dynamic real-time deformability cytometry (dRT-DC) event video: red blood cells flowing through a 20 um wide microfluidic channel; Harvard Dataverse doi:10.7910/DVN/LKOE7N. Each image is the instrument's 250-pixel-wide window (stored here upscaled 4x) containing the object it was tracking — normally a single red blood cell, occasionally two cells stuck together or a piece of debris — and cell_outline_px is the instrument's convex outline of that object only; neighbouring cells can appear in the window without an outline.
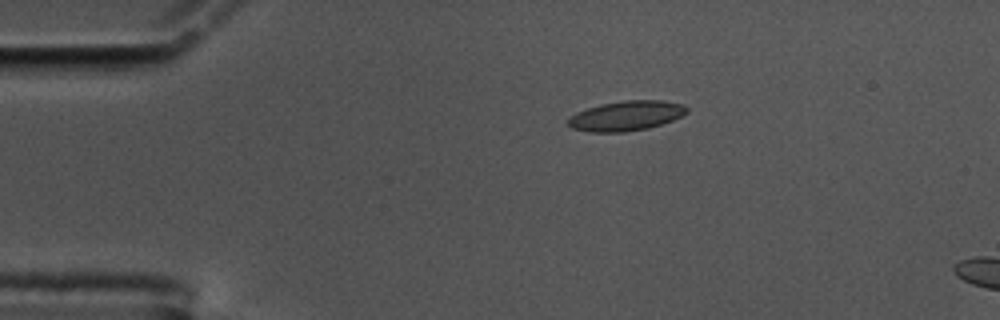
{"species": "common noctule bat (a hibernating species)", "species_latin": "Nyctalus noctula", "temperature_condition": "cold", "stored_images_in_passage": 5, "camera_frame_rate_fps": 3000, "um_per_image_px": 0.085, "animal": {"sex": "male", "body_mass_g": 17.5, "forearm_length_mm": 52.3}, "frame": {"image": 1, "passage_image": 1, "time_ms": 0.0, "image_size_px": [1000, 320], "cell_outline_px": [[688, 112], [672, 120], [648, 128], [624, 132], [588, 132], [572, 128], [568, 124], [568, 120], [576, 112], [600, 104], [624, 100], [660, 100], [684, 104], [688, 108]], "centroid_in_image_um": [53.23, 9.84], "position_along_channel_um": 31.8, "area_um2": 20.58}}